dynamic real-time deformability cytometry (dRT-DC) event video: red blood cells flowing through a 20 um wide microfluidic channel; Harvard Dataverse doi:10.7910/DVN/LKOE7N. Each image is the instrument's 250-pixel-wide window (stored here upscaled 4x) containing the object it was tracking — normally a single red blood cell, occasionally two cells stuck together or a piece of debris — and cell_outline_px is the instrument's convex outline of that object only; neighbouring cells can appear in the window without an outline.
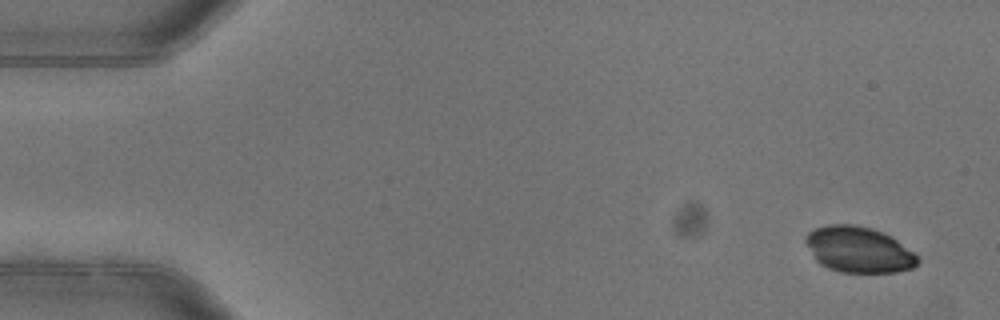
{"species": "common noctule bat (a hibernating species)", "species_latin": "Nyctalus noctula", "temperature_condition": "warm", "stored_images_in_passage": 4, "segment_of_instrument_passage": [2, 2], "camera_frame_rate_fps": 3000, "um_per_image_px": 0.085, "animal": {"sex": "female"}, "frame": {"image": 1, "passage_image": 4, "time_ms": 1.0, "image_size_px": [1000, 320], "cell_outline_px": [[920, 260], [912, 268], [896, 272], [840, 272], [828, 268], [820, 264], [816, 260], [804, 240], [804, 236], [808, 232], [816, 228], [828, 224], [852, 224], [872, 228], [892, 236], [912, 252]], "centroid_in_image_um": [72.96, 21.21], "position_along_channel_um": 12.0, "area_um2": 29.82}}